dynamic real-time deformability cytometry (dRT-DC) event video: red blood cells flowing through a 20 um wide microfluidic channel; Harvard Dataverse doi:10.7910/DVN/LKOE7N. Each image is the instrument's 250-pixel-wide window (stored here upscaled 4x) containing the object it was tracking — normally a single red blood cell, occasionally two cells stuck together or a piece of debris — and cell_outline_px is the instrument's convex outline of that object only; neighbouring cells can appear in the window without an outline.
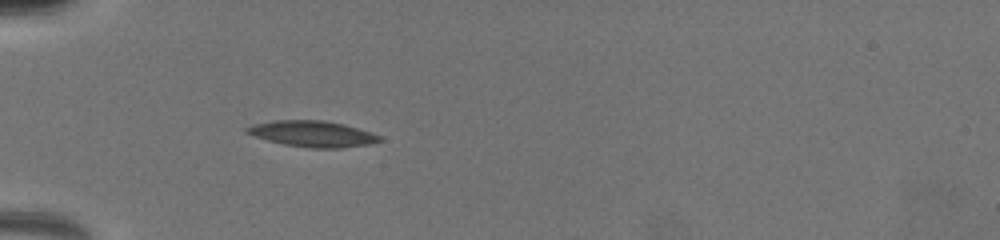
{"species": "common noctule bat (a hibernating species)", "species_latin": "Nyctalus noctula", "temperature_condition": "warm", "stored_images_in_passage": 17, "camera_frame_rate_fps": 3000, "um_per_image_px": 0.085, "animal": {"sex": "female", "body_mass_g": 19.5, "forearm_length_mm": 54.1}, "frame": {"image": 1, "passage_image": 3, "time_ms": 1.333, "image_size_px": [1000, 240], "cell_outline_px": [[384, 140], [368, 144], [340, 148], [312, 148], [284, 144], [268, 140], [244, 132], [244, 128], [252, 124], [272, 120], [324, 120], [344, 124], [380, 136]], "centroid_in_image_um": [26.52, 11.36], "position_along_channel_um": 58.5, "area_um2": 20.0}}
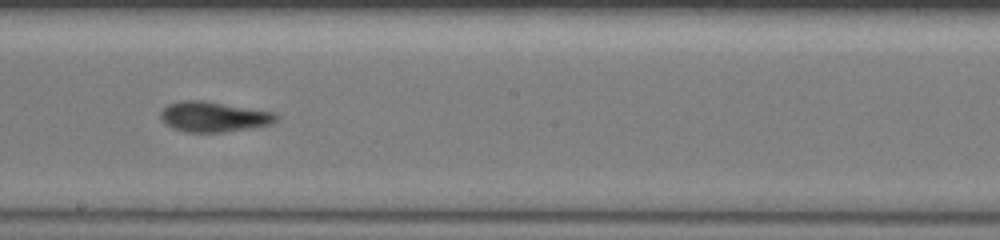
{"frame": {"image": 2, "passage_image": 9, "time_ms": 6.0, "image_size_px": [1000, 240], "cell_outline_px": [[280, 116], [272, 124], [224, 132], [184, 132], [172, 128], [164, 124], [160, 116], [160, 112], [168, 104], [180, 100], [204, 100], [276, 112]], "centroid_in_image_um": [18.16, 9.91], "position_along_channel_um": 230.0, "area_um2": 20.63}}
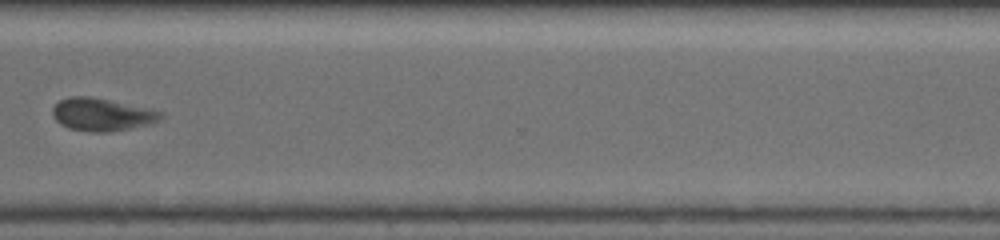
{"frame": {"image": 3, "passage_image": 13, "time_ms": 9.333, "image_size_px": [1000, 240], "cell_outline_px": [[164, 116], [160, 120], [152, 124], [132, 128], [108, 132], [88, 132], [68, 128], [60, 124], [52, 116], [52, 108], [60, 100], [72, 96], [88, 96], [148, 108], [164, 112]], "centroid_in_image_um": [8.68, 9.75], "position_along_channel_um": 361.9, "area_um2": 20.75}, "authors_computed_cell_mechanics": {"area_um2": 20.0566, "velocity_mm_per_s": 3.959, "shape_relaxation_time_tau1_ms": 3.9966, "shape_relaxation_time_tau2_ms": 2.1752, "deformation_change_tau1": 0.1473, "deformation_change_tau2": 0.0921}}